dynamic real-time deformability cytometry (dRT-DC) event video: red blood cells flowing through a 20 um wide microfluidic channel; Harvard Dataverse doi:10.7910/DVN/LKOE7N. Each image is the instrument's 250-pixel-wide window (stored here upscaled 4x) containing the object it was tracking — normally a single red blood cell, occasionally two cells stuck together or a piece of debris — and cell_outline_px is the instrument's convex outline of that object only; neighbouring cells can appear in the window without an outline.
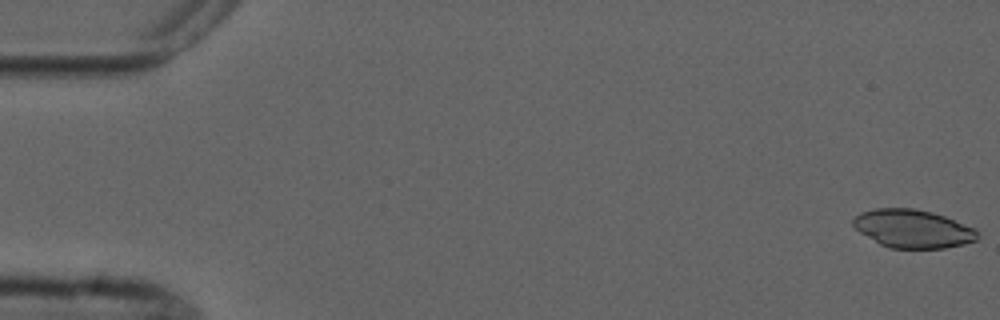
{"species": "common noctule bat (a hibernating species)", "species_latin": "Nyctalus noctula", "temperature_condition": "cold", "stored_images_in_passage": 5, "camera_frame_rate_fps": 3000, "um_per_image_px": 0.085, "animal": {"sex": "male", "forearm_length_mm": 52.5}, "frame": {"image": 1, "passage_image": 1, "time_ms": 0.0, "image_size_px": [1000, 320], "cell_outline_px": [[980, 236], [976, 240], [964, 244], [944, 248], [888, 248], [880, 244], [860, 232], [852, 224], [852, 220], [860, 212], [876, 208], [912, 208], [932, 212], [944, 216], [976, 228], [980, 232]], "centroid_in_image_um": [77.62, 19.44], "position_along_channel_um": 7.4, "area_um2": 27.8}}